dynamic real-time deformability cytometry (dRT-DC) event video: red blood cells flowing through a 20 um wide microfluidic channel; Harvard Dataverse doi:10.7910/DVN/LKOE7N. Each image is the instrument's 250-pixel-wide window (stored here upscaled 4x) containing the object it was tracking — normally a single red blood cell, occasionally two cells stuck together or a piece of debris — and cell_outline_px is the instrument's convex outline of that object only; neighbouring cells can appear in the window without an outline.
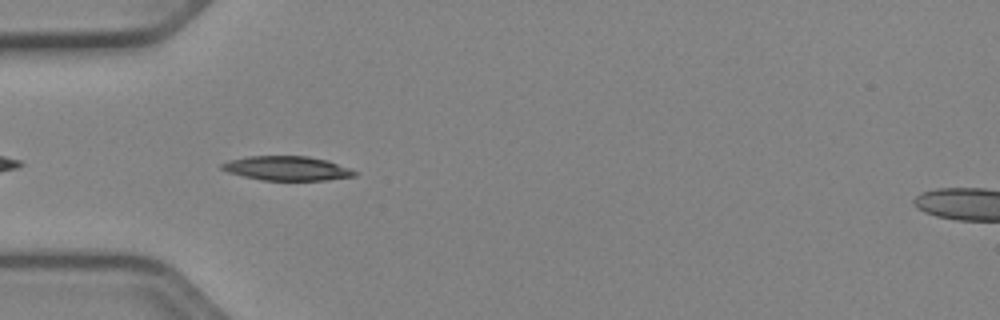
{"species": "Egyptian fruit bat (a non-hibernating species)", "species_latin": "Rousettus aegyptiacus", "temperature_condition": "cold", "stored_images_in_passage": 15, "camera_frame_rate_fps": 3000, "um_per_image_px": 0.085, "animal": {"sex": "female"}, "frame": {"image": 1, "passage_image": 3, "time_ms": 0.667, "image_size_px": [1000, 320], "cell_outline_px": [[356, 176], [328, 180], [264, 180], [244, 176], [228, 172], [220, 168], [220, 164], [228, 160], [248, 156], [308, 156], [328, 160], [348, 168], [356, 172]], "centroid_in_image_um": [24.38, 14.3], "position_along_channel_um": 60.6, "area_um2": 18.73}}
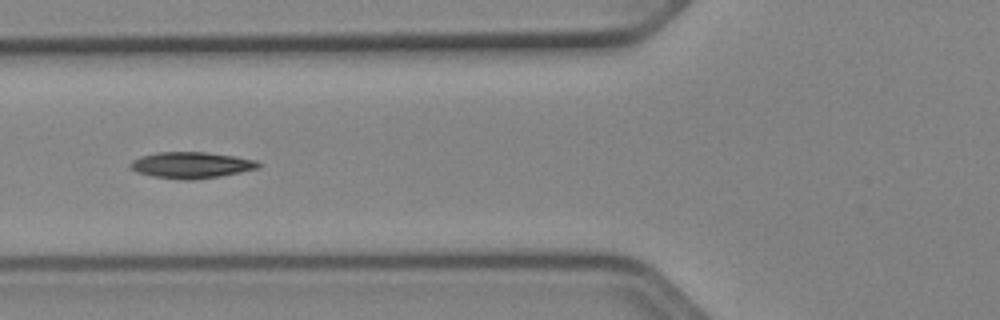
{"frame": {"image": 2, "passage_image": 7, "time_ms": 2.0, "image_size_px": [1000, 320], "cell_outline_px": [[260, 164], [256, 168], [240, 172], [220, 176], [192, 180], [184, 180], [152, 176], [136, 172], [128, 164], [132, 160], [140, 156], [156, 152], [204, 152], [236, 156], [256, 160]], "centroid_in_image_um": [16.21, 14.03], "position_along_channel_um": 109.6, "area_um2": 19.54}}
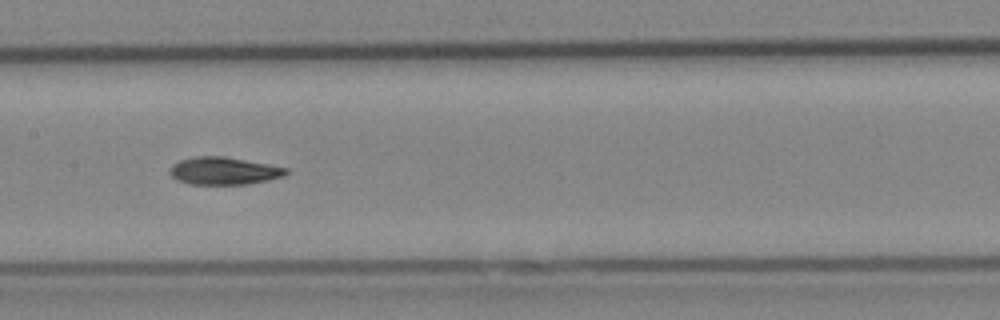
{"frame": {"image": 3, "passage_image": 13, "time_ms": 4.0, "image_size_px": [1000, 320], "cell_outline_px": [[288, 172], [284, 176], [268, 180], [244, 184], [188, 184], [176, 180], [168, 172], [172, 164], [180, 160], [196, 156], [224, 156], [288, 168]], "centroid_in_image_um": [18.99, 14.52], "position_along_channel_um": 188.4, "area_um2": 18.61}}